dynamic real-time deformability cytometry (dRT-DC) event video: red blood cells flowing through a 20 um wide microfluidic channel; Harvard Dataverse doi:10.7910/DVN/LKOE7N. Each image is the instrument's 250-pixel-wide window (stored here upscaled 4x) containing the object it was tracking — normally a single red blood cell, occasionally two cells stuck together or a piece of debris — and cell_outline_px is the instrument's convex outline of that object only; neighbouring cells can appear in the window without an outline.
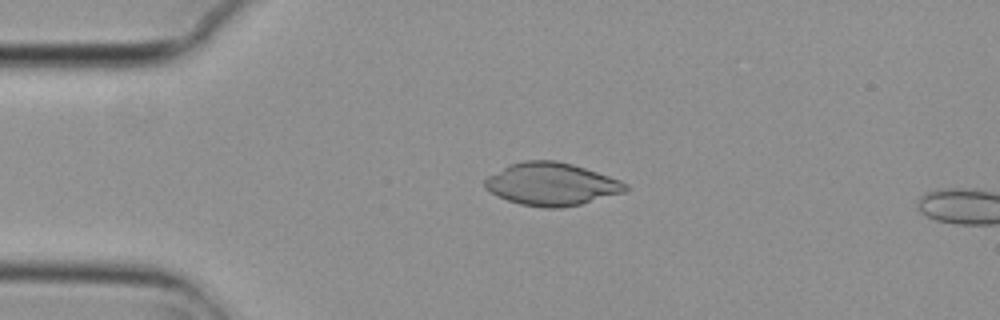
{"species": "common noctule bat (a hibernating species)", "species_latin": "Nyctalus noctula", "temperature_condition": "cold", "stored_images_in_passage": 4, "camera_frame_rate_fps": 3000, "um_per_image_px": 0.085, "animal": {"sex": "female", "body_mass_g": 29.2, "forearm_length_mm": 56.3}, "frame": {"image": 1, "passage_image": 3, "time_ms": 0.667, "image_size_px": [1000, 320], "cell_outline_px": [[628, 188], [624, 192], [580, 204], [560, 208], [544, 208], [520, 204], [496, 196], [484, 188], [484, 180], [488, 176], [508, 164], [524, 160], [556, 160], [572, 164], [620, 180], [628, 184]], "centroid_in_image_um": [46.83, 15.65], "position_along_channel_um": 38.2, "area_um2": 34.97}}